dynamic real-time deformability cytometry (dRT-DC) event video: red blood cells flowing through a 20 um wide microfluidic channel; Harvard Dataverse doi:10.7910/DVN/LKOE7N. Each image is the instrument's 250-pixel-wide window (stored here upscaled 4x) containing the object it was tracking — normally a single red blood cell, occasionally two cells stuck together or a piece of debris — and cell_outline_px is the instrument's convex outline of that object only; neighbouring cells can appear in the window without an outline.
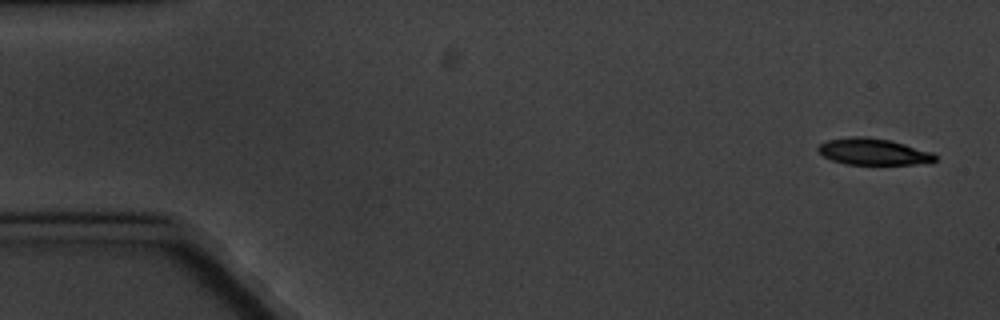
{"species": "common noctule bat (a hibernating species)", "species_latin": "Nyctalus noctula", "temperature_condition": "cold", "stored_images_in_passage": 4, "camera_frame_rate_fps": 3000, "um_per_image_px": 0.085, "animal": {"sex": "male", "body_mass_g": 20.1, "forearm_length_mm": 53.5}, "frame": {"image": 1, "passage_image": 1, "time_ms": 0.0, "image_size_px": [1000, 320], "cell_outline_px": [[936, 160], [928, 164], [844, 164], [832, 160], [824, 156], [816, 148], [820, 144], [828, 140], [852, 136], [864, 136], [892, 140], [932, 152], [936, 156]], "centroid_in_image_um": [74.26, 12.89], "position_along_channel_um": 10.7, "area_um2": 18.15}}